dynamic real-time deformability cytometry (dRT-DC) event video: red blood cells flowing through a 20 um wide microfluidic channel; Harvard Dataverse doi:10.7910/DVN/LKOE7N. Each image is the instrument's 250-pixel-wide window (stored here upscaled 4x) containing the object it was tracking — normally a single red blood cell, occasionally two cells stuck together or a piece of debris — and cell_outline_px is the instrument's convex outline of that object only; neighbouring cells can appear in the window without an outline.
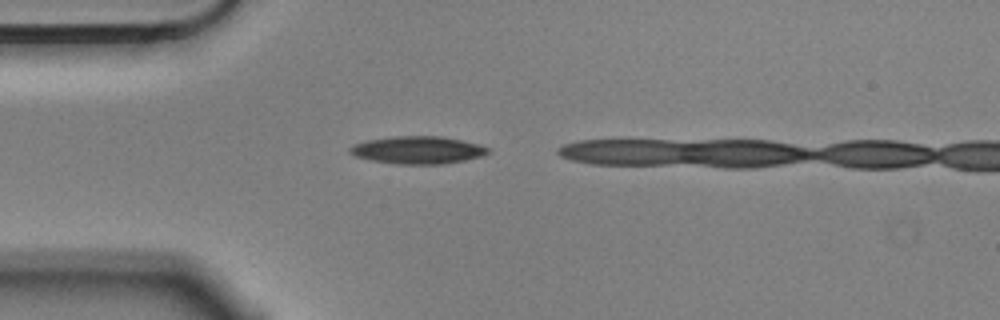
{"species": "Egyptian fruit bat (a non-hibernating species)", "species_latin": "Rousettus aegyptiacus", "temperature_condition": "cold", "stored_images_in_passage": 2, "camera_frame_rate_fps": 3000, "um_per_image_px": 0.085, "animal": {"sex": "male"}, "frame": {"image": 1, "passage_image": 1, "time_ms": 0.0, "image_size_px": [1000, 320], "cell_outline_px": [[492, 152], [484, 156], [464, 160], [440, 164], [400, 164], [372, 160], [356, 156], [348, 152], [348, 148], [356, 144], [368, 140], [396, 136], [440, 136], [460, 140], [476, 144], [488, 148]], "centroid_in_image_um": [35.53, 12.75], "position_along_channel_um": 49.5, "area_um2": 21.91}}